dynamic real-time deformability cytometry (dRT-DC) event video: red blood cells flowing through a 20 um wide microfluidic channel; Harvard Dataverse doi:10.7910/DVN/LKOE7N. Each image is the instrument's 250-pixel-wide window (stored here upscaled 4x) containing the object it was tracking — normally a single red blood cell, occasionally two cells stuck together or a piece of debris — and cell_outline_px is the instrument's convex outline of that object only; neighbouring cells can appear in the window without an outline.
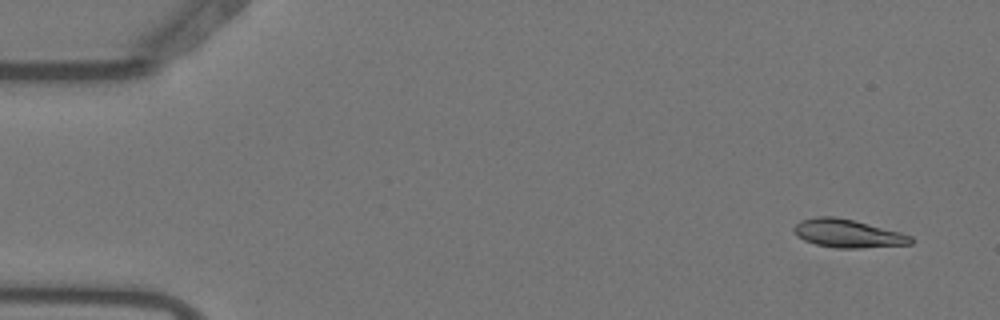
{"species": "Egyptian fruit bat (a non-hibernating species)", "species_latin": "Rousettus aegyptiacus", "temperature_condition": "warm", "stored_images_in_passage": 4, "camera_frame_rate_fps": 3000, "um_per_image_px": 0.085, "animal": {"sex": "female"}, "frame": {"image": 1, "passage_image": 1, "time_ms": 0.0, "image_size_px": [1000, 320], "cell_outline_px": [[912, 244], [860, 248], [836, 248], [816, 244], [804, 240], [796, 236], [792, 228], [800, 220], [816, 216], [836, 216], [900, 232], [912, 236]], "centroid_in_image_um": [72.02, 19.84], "position_along_channel_um": 13.0, "area_um2": 19.19}}
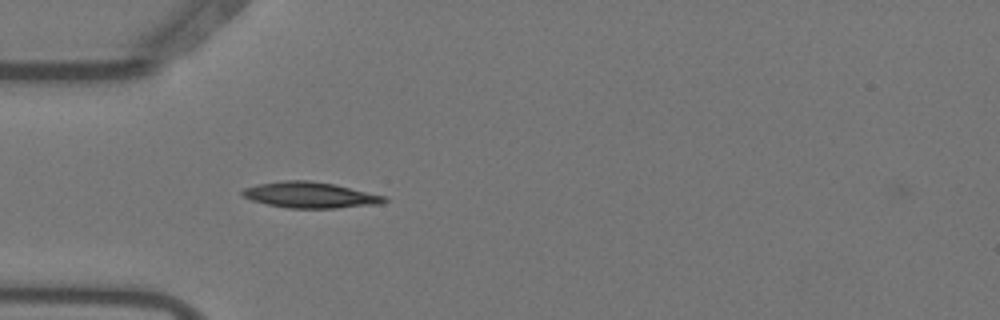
{"frame": {"image": 2, "passage_image": 4, "time_ms": 1.0, "image_size_px": [1000, 320], "cell_outline_px": [[388, 200], [384, 204], [336, 208], [288, 208], [268, 204], [252, 200], [244, 196], [240, 192], [244, 188], [260, 184], [284, 180], [308, 180], [332, 184], [388, 196]], "centroid_in_image_um": [26.43, 16.58], "position_along_channel_um": 58.6, "area_um2": 21.39}}